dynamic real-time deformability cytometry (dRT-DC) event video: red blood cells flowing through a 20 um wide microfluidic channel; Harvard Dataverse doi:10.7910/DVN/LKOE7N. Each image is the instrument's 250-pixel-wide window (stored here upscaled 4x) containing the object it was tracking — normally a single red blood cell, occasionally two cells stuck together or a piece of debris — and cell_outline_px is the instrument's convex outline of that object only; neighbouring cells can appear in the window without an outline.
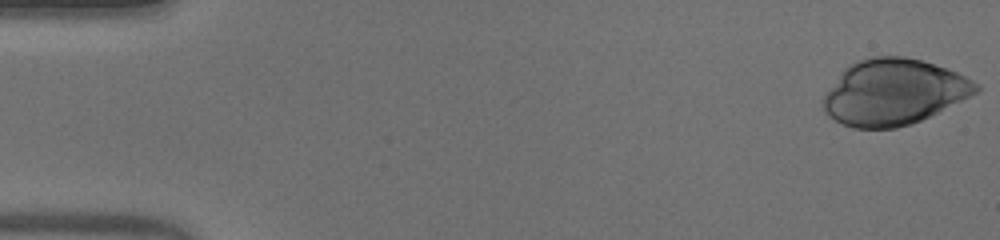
{"species": "human", "species_latin": "Homo sapiens", "temperature_condition": "warm", "stored_images_in_passage": 44, "camera_frame_rate_fps": 3000, "um_per_image_px": 0.085, "donor": {"sex": "male"}, "frame": {"image": 1, "passage_image": 1, "time_ms": 0.0, "image_size_px": [1000, 240], "cell_outline_px": [[980, 88], [976, 92], [912, 124], [896, 128], [852, 128], [828, 116], [824, 112], [824, 96], [844, 68], [856, 60], [872, 56], [904, 56], [920, 60], [956, 72], [980, 84]], "centroid_in_image_um": [75.93, 7.82], "position_along_channel_um": 9.1, "area_um2": 57.8}}